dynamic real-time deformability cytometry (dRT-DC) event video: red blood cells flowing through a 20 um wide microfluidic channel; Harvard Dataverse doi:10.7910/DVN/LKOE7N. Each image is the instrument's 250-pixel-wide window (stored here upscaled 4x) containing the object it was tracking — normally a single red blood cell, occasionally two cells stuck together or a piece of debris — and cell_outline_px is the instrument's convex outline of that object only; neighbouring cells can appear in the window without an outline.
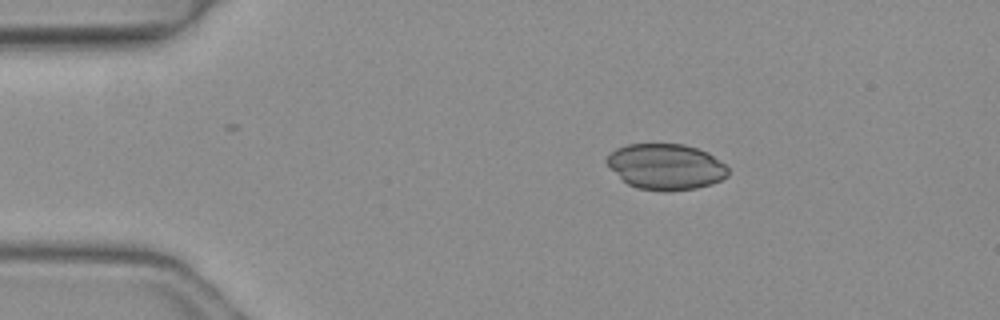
{"species": "common noctule bat (a hibernating species)", "species_latin": "Nyctalus noctula", "temperature_condition": "warm", "stored_images_in_passage": 4, "camera_frame_rate_fps": 3000, "um_per_image_px": 0.085, "animal": {"sex": "female", "body_mass_g": 19.3, "forearm_length_mm": 54.1}, "frame": {"image": 1, "passage_image": 3, "time_ms": 0.667, "image_size_px": [1000, 320], "cell_outline_px": [[728, 176], [712, 184], [696, 188], [668, 192], [664, 192], [636, 188], [628, 184], [604, 160], [616, 148], [628, 144], [684, 144], [708, 152], [724, 164], [728, 168]], "centroid_in_image_um": [56.62, 14.18], "position_along_channel_um": 28.4, "area_um2": 32.31}}